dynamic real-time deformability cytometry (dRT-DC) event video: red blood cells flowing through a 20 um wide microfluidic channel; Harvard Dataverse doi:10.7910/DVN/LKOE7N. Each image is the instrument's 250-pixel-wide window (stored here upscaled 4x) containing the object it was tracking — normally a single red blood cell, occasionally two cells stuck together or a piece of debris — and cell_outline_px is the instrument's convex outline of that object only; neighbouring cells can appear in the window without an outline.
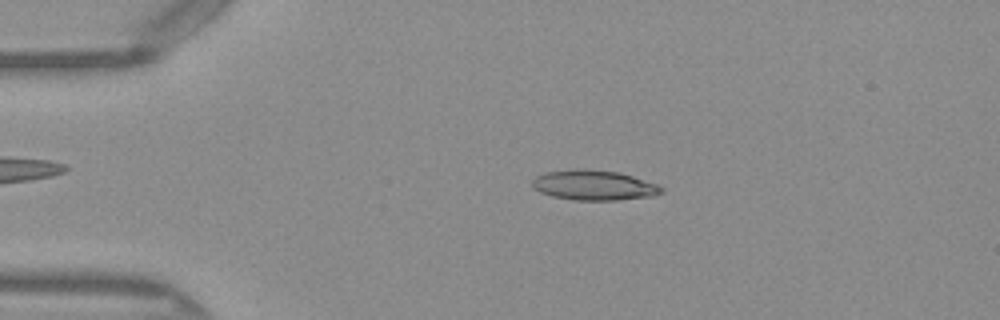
{"species": "Egyptian fruit bat (a non-hibernating species)", "species_latin": "Rousettus aegyptiacus", "temperature_condition": "warm", "stored_images_in_passage": 49, "camera_frame_rate_fps": 3000, "um_per_image_px": 0.085, "frame": {"image": 1, "passage_image": 10, "time_ms": 3.0, "image_size_px": [1000, 320], "cell_outline_px": [[664, 192], [652, 196], [616, 200], [572, 200], [552, 196], [540, 192], [532, 188], [532, 180], [536, 176], [548, 172], [616, 172], [632, 176], [656, 184], [664, 188]], "centroid_in_image_um": [50.51, 15.81], "position_along_channel_um": 34.5, "area_um2": 21.5}}
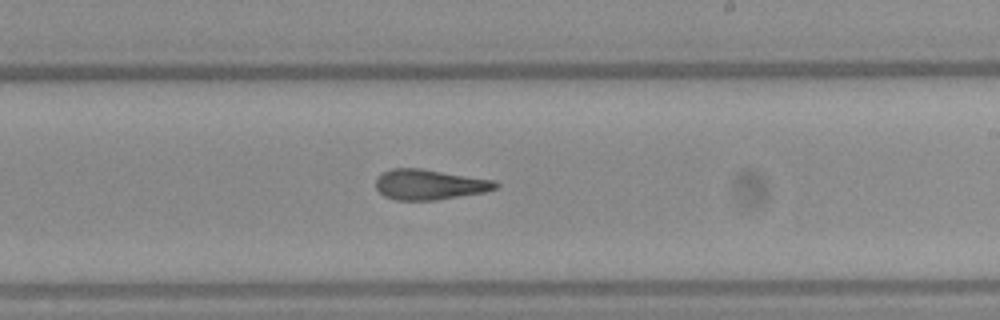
{"frame": {"image": 2, "passage_image": 29, "time_ms": 9.333, "image_size_px": [1000, 320], "cell_outline_px": [[500, 184], [496, 188], [484, 192], [436, 200], [396, 200], [384, 196], [376, 188], [376, 180], [384, 172], [392, 168], [420, 168], [496, 180]], "centroid_in_image_um": [36.53, 15.68], "position_along_channel_um": 252.5, "area_um2": 21.1}}
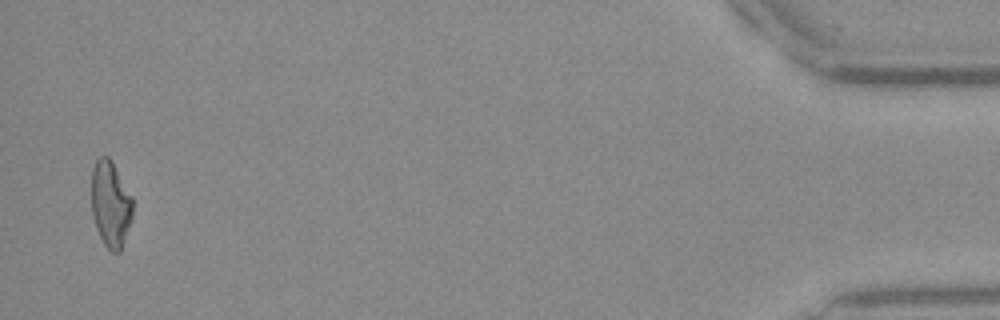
{"frame": {"image": 3, "passage_image": 48, "time_ms": 15.667, "image_size_px": [1000, 320], "cell_outline_px": [[132, 216], [120, 252], [112, 252], [104, 244], [96, 228], [92, 212], [92, 168], [96, 160], [100, 156], [108, 156], [112, 160], [132, 196]], "centroid_in_image_um": [9.39, 17.31], "position_along_channel_um": 425.8, "area_um2": 20.58}, "authors_computed_cell_mechanics": {"area_um2": 21.5594, "velocity_mm_per_s": 4.1037, "shape_relaxation_time_tau1_ms": null, "shape_relaxation_time_tau2_ms": 2.3967, "deformation_change_tau1": null, "deformation_change_tau2": 0.1282}}